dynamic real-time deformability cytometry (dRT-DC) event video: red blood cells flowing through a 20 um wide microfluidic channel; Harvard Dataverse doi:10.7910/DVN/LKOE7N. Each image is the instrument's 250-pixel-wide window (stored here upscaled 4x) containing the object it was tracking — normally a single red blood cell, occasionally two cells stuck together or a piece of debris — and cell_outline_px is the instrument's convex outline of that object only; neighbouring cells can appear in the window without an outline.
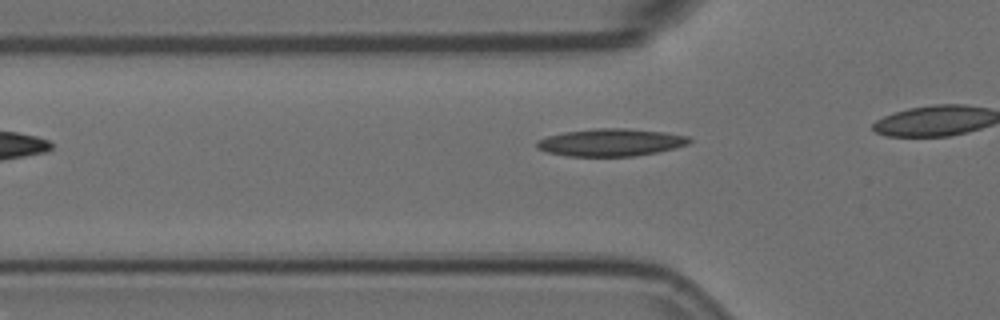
{"species": "Egyptian fruit bat (a non-hibernating species)", "species_latin": "Rousettus aegyptiacus", "temperature_condition": "room temperature", "stored_images_in_passage": 4, "camera_frame_rate_fps": 3000, "um_per_image_px": 0.085, "animal": {"sex": "female"}, "frame": {"image": 1, "passage_image": 4, "time_ms": 1.0, "image_size_px": [1000, 320], "cell_outline_px": [[692, 140], [688, 144], [676, 148], [656, 152], [632, 156], [568, 156], [548, 152], [536, 148], [536, 140], [548, 136], [564, 132], [592, 128], [624, 128], [664, 132], [688, 136]], "centroid_in_image_um": [51.9, 12.1], "position_along_channel_um": 73.9, "area_um2": 24.39}}